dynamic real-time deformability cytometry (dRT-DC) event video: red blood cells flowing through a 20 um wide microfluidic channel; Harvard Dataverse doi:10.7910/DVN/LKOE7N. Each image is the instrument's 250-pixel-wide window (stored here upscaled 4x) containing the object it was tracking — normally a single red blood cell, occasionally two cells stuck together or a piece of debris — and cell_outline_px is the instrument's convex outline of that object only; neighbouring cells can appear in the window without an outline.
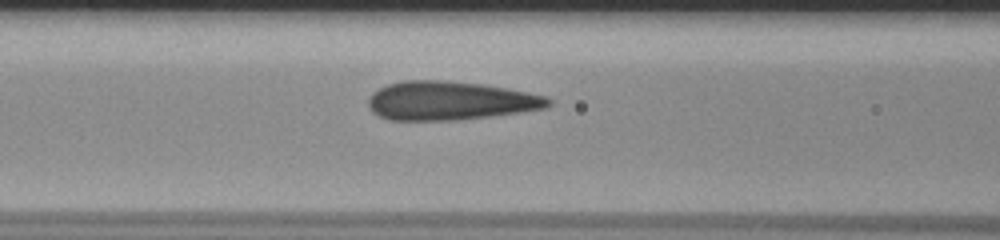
{"species": "human", "species_latin": "Homo sapiens", "temperature_condition": "room temperature", "stored_images_in_passage": 43, "camera_frame_rate_fps": 3000, "um_per_image_px": 0.085, "donor": {"sex": "male"}, "frame": {"image": 1, "passage_image": 16, "time_ms": 5.0, "image_size_px": [1000, 240], "cell_outline_px": [[552, 104], [548, 108], [520, 112], [456, 120], [388, 120], [372, 112], [368, 104], [368, 100], [372, 92], [388, 84], [404, 80], [440, 80], [480, 84], [508, 88], [528, 92], [544, 96], [552, 100]], "centroid_in_image_um": [38.25, 8.56], "position_along_channel_um": 128.3, "area_um2": 40.58}}
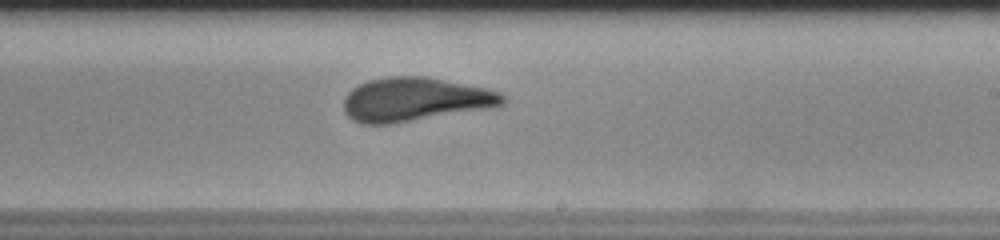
{"frame": {"image": 2, "passage_image": 26, "time_ms": 8.333, "image_size_px": [1000, 240], "cell_outline_px": [[504, 104], [492, 108], [392, 124], [364, 124], [352, 120], [344, 112], [344, 100], [348, 92], [352, 88], [368, 80], [388, 76], [424, 76], [488, 88], [500, 92], [504, 96]], "centroid_in_image_um": [35.28, 8.46], "position_along_channel_um": 253.7, "area_um2": 40.81}}
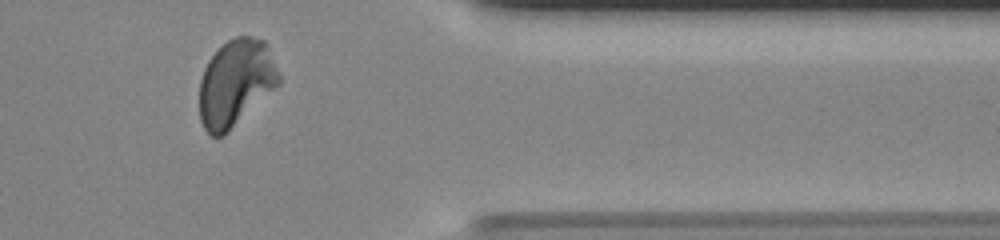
{"frame": {"image": 3, "passage_image": 38, "time_ms": 12.333, "image_size_px": [1000, 240], "cell_outline_px": [[280, 84], [224, 136], [212, 136], [204, 128], [200, 120], [200, 80], [204, 68], [208, 60], [228, 40], [236, 36], [252, 36], [264, 40], [268, 44], [280, 76]], "centroid_in_image_um": [20.05, 7.05], "position_along_channel_um": 391.3, "area_um2": 40.23}}